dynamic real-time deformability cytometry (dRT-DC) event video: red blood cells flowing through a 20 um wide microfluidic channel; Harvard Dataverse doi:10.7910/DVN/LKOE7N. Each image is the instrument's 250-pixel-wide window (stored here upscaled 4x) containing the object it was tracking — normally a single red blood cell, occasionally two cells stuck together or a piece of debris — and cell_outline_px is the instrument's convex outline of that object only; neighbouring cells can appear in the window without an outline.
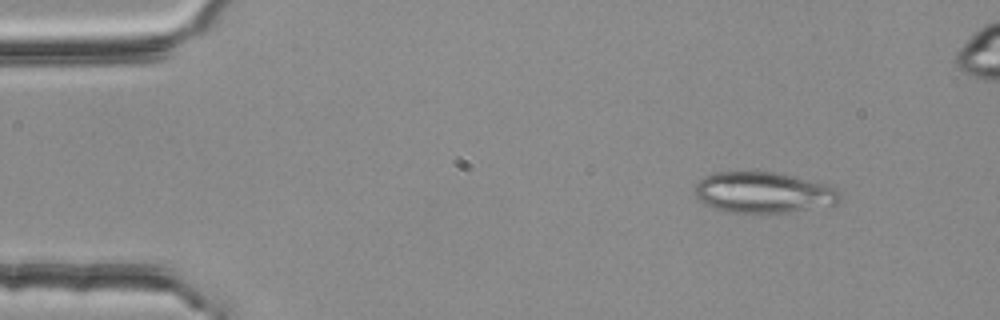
{"species": "common noctule bat (a hibernating species)", "species_latin": "Nyctalus noctula", "temperature_condition": "room temperature", "stored_images_in_passage": 4, "camera_frame_rate_fps": 3000, "um_per_image_px": 0.085, "animal": {"sex": "female", "body_mass_g": 25.1}, "frame": {"image": 1, "passage_image": 1, "time_ms": 0.0, "image_size_px": [1000, 320], "cell_outline_px": [[844, 196], [836, 204], [788, 212], [724, 212], [712, 208], [696, 200], [696, 184], [704, 176], [716, 172], [772, 172], [828, 184], [840, 192]], "centroid_in_image_um": [64.87, 16.37], "position_along_channel_um": 20.1, "area_um2": 34.51}}